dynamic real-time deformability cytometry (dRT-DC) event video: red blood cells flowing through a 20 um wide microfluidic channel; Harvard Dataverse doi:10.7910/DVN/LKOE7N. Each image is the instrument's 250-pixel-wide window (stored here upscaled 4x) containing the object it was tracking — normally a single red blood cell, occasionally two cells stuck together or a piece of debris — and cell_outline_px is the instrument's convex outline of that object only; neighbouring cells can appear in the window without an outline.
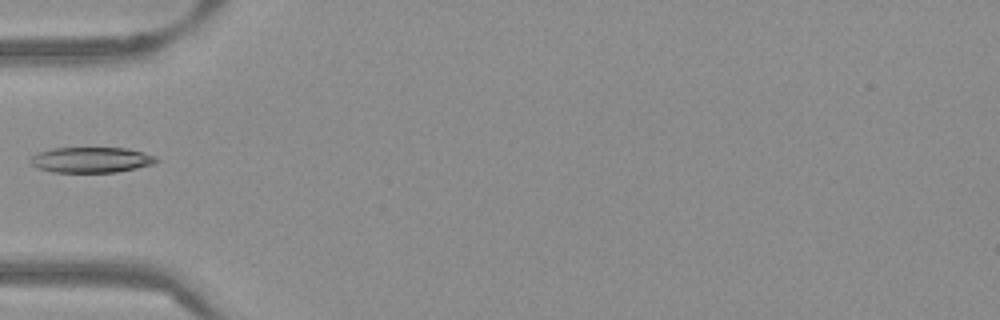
{"species": "Egyptian fruit bat (a non-hibernating species)", "species_latin": "Rousettus aegyptiacus", "temperature_condition": "warm", "stored_images_in_passage": 36, "camera_frame_rate_fps": 3000, "um_per_image_px": 0.085, "frame": {"image": 1, "passage_image": 1, "time_ms": 0.0, "image_size_px": [1000, 320], "cell_outline_px": [[156, 160], [152, 164], [136, 168], [116, 172], [52, 172], [36, 168], [28, 160], [32, 156], [40, 152], [52, 148], [124, 148], [156, 156]], "centroid_in_image_um": [7.69, 13.59], "position_along_channel_um": 77.3, "area_um2": 18.5}}
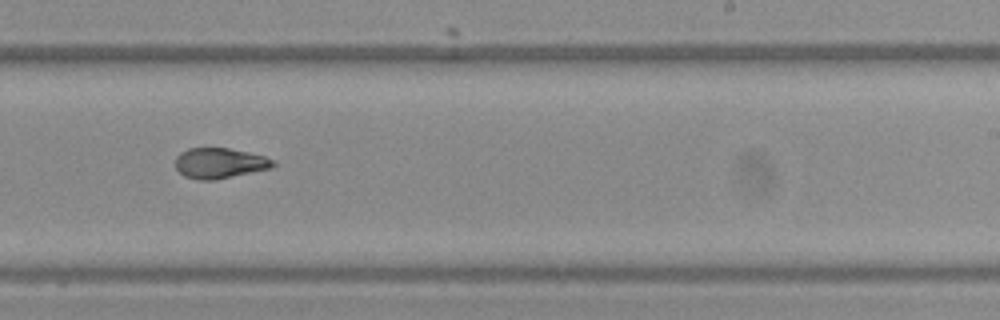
{"frame": {"image": 2, "passage_image": 16, "time_ms": 5.0, "image_size_px": [1000, 320], "cell_outline_px": [[276, 164], [272, 168], [212, 180], [200, 180], [184, 176], [176, 168], [176, 156], [180, 152], [188, 148], [228, 148], [264, 156], [276, 160]], "centroid_in_image_um": [18.67, 13.86], "position_along_channel_um": 270.3, "area_um2": 17.22}}
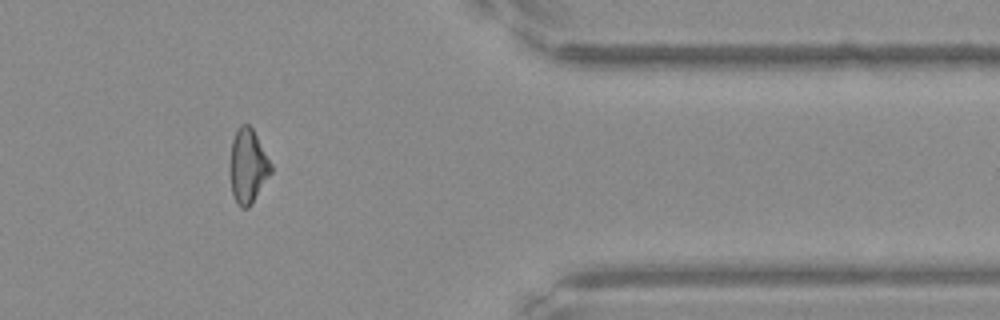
{"frame": {"image": 3, "passage_image": 27, "time_ms": 8.667, "image_size_px": [1000, 320], "cell_outline_px": [[272, 172], [248, 208], [240, 208], [236, 204], [232, 192], [228, 168], [232, 140], [240, 124], [248, 124], [252, 128], [272, 164]], "centroid_in_image_um": [21.04, 14.13], "position_along_channel_um": 390.4, "area_um2": 17.86}}